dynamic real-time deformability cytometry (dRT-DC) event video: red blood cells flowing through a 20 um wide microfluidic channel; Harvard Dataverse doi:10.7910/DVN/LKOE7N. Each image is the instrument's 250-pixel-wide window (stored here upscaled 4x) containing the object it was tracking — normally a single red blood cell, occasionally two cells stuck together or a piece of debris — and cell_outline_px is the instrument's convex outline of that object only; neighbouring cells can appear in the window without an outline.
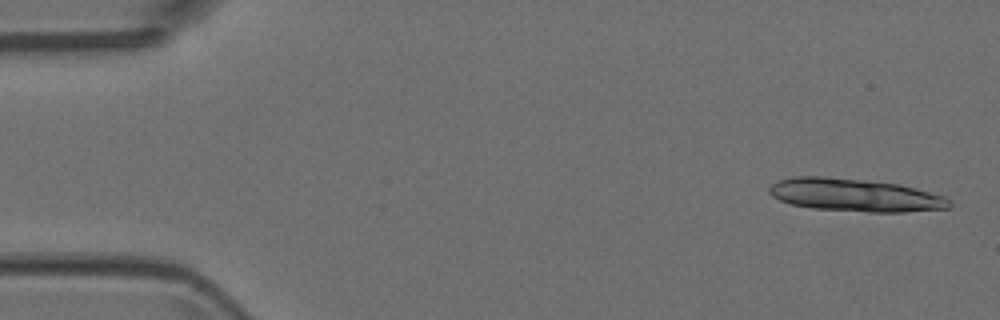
{"species": "Egyptian fruit bat (a non-hibernating species)", "species_latin": "Rousettus aegyptiacus", "temperature_condition": "room temperature", "stored_images_in_passage": 6, "camera_frame_rate_fps": 3000, "um_per_image_px": 0.085, "animal": {"sex": "female"}, "frame": {"image": 1, "passage_image": 1, "time_ms": 0.0, "image_size_px": [1000, 320], "cell_outline_px": [[952, 204], [948, 208], [904, 212], [868, 212], [812, 208], [792, 204], [780, 200], [772, 196], [768, 192], [768, 188], [772, 184], [780, 180], [792, 176], [824, 176], [900, 184], [916, 188], [944, 196]], "centroid_in_image_um": [72.65, 16.58], "position_along_channel_um": 12.3, "area_um2": 34.39}}
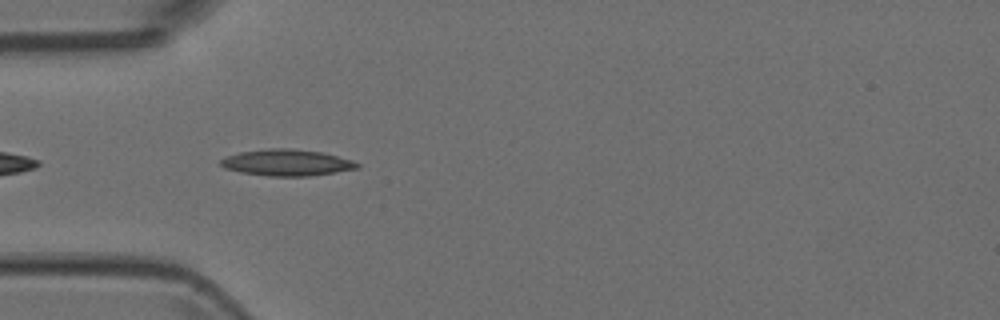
{"frame": {"image": 2, "passage_image": 5, "time_ms": 1.333, "image_size_px": [1000, 320], "cell_outline_px": [[360, 168], [336, 172], [308, 176], [268, 176], [240, 172], [224, 168], [220, 164], [220, 160], [228, 156], [240, 152], [268, 148], [292, 148], [320, 152], [352, 160], [360, 164]], "centroid_in_image_um": [24.38, 13.82], "position_along_channel_um": 60.6, "area_um2": 20.92}}
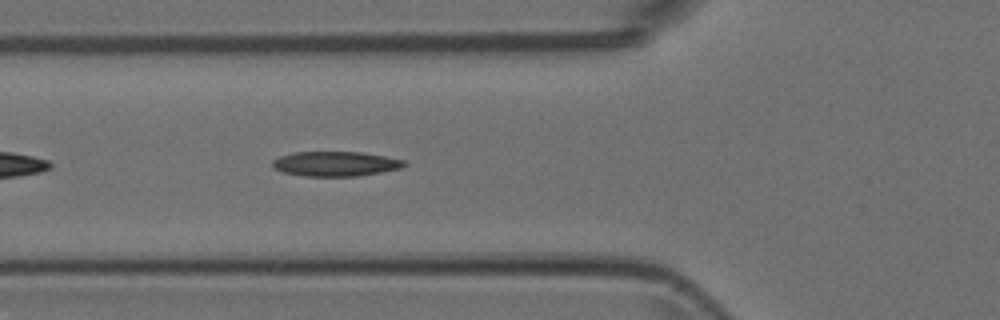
{"frame": {"image": 3, "passage_image": 6, "time_ms": 1.667, "image_size_px": [1000, 320], "cell_outline_px": [[408, 164], [400, 168], [380, 172], [356, 176], [304, 176], [284, 172], [272, 168], [272, 160], [280, 156], [296, 152], [360, 152], [384, 156], [404, 160]], "centroid_in_image_um": [28.49, 13.92], "position_along_channel_um": 97.3, "area_um2": 18.9}}